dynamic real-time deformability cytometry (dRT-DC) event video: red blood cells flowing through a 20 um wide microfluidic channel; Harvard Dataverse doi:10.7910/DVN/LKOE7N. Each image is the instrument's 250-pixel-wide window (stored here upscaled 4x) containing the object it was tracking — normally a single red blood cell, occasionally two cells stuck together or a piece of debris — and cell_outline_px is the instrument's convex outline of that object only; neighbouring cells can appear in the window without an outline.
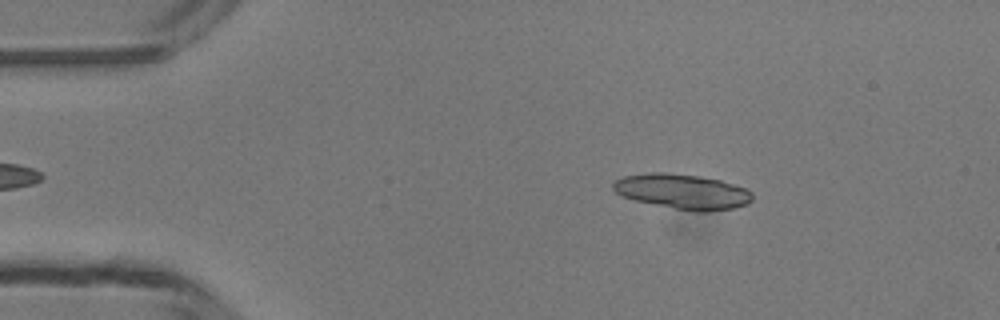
{"species": "common noctule bat (a hibernating species)", "species_latin": "Nyctalus noctula", "temperature_condition": "room temperature", "stored_images_in_passage": 47, "camera_frame_rate_fps": 3000, "um_per_image_px": 0.085, "animal": {"sex": "male", "body_mass_g": 13.3}, "frame": {"image": 1, "passage_image": 6, "time_ms": 1.667, "image_size_px": [1000, 320], "cell_outline_px": [[752, 200], [748, 204], [732, 208], [708, 212], [696, 212], [636, 200], [620, 196], [612, 188], [612, 184], [616, 180], [624, 176], [652, 172], [664, 172], [700, 176], [720, 180], [748, 188], [752, 192]], "centroid_in_image_um": [58.04, 16.27], "position_along_channel_um": 27.0, "area_um2": 28.38}}
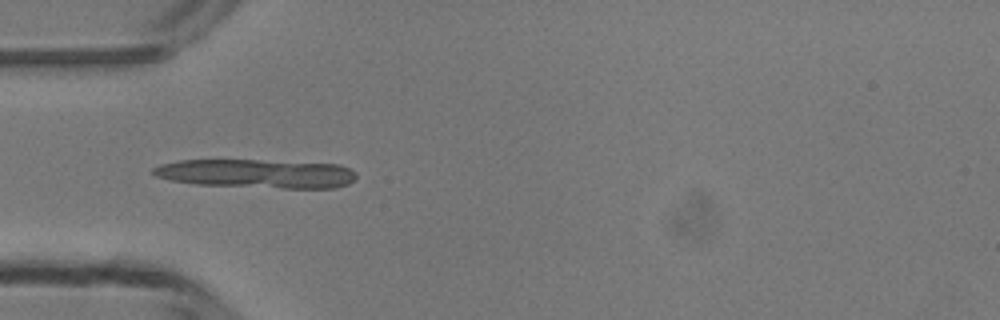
{"frame": {"image": 2, "passage_image": 13, "time_ms": 4.0, "image_size_px": [1000, 320], "cell_outline_px": [[356, 176], [348, 184], [336, 188], [280, 188], [196, 184], [172, 180], [156, 176], [152, 172], [152, 168], [160, 164], [180, 160], [256, 160], [340, 164], [356, 172]], "centroid_in_image_um": [21.83, 14.75], "position_along_channel_um": 63.2, "area_um2": 34.04}}